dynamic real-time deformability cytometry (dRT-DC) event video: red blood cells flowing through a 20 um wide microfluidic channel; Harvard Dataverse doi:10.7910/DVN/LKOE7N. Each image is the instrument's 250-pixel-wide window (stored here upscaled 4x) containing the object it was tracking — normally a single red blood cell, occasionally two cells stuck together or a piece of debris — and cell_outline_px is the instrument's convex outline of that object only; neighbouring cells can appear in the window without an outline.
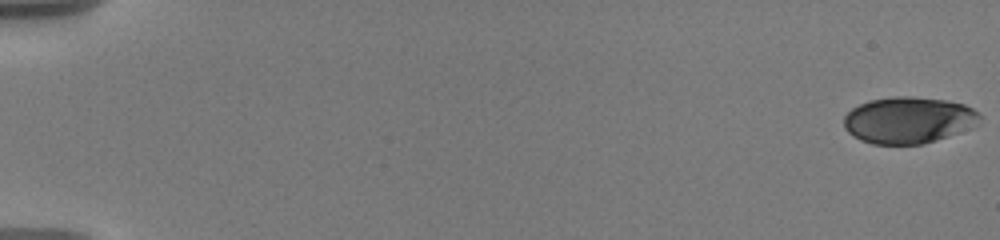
{"species": "human", "species_latin": "Homo sapiens", "temperature_condition": "warm", "stored_images_in_passage": 23, "camera_frame_rate_fps": 3000, "um_per_image_px": 0.085, "donor": {"sex": "male"}, "frame": {"image": 1, "passage_image": 1, "time_ms": 0.0, "image_size_px": [1000, 240], "cell_outline_px": [[980, 116], [976, 124], [972, 128], [924, 144], [872, 144], [860, 140], [852, 136], [844, 128], [844, 116], [852, 108], [868, 100], [896, 96], [912, 96], [948, 100], [964, 104], [980, 112]], "centroid_in_image_um": [77.22, 10.2], "position_along_channel_um": 7.8, "area_um2": 37.11}}
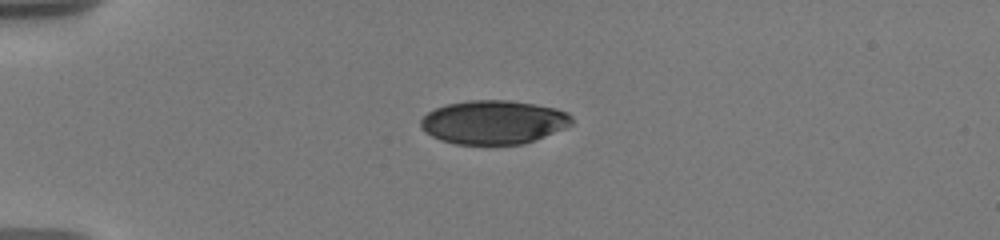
{"frame": {"image": 2, "passage_image": 17, "time_ms": 5.0, "image_size_px": [1000, 240], "cell_outline_px": [[572, 124], [564, 128], [524, 144], [456, 144], [440, 140], [432, 136], [420, 124], [420, 120], [428, 112], [436, 108], [448, 104], [468, 100], [508, 100], [536, 104], [556, 108], [568, 112], [572, 116]], "centroid_in_image_um": [41.98, 10.38], "position_along_channel_um": 43.0, "area_um2": 38.32}}
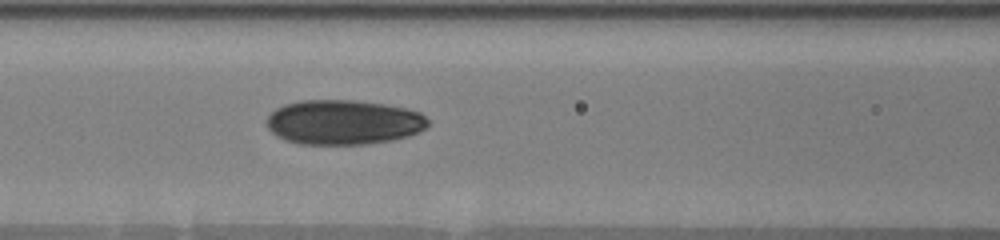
{"frame": {"image": 3, "passage_image": 23, "time_ms": 8.667, "image_size_px": [1000, 240], "cell_outline_px": [[428, 128], [420, 132], [408, 136], [392, 140], [368, 144], [300, 144], [284, 140], [272, 132], [268, 128], [268, 116], [276, 108], [284, 104], [300, 100], [352, 100], [384, 104], [404, 108], [420, 112], [428, 120]], "centroid_in_image_um": [29.21, 10.39], "position_along_channel_um": 137.4, "area_um2": 42.14}}